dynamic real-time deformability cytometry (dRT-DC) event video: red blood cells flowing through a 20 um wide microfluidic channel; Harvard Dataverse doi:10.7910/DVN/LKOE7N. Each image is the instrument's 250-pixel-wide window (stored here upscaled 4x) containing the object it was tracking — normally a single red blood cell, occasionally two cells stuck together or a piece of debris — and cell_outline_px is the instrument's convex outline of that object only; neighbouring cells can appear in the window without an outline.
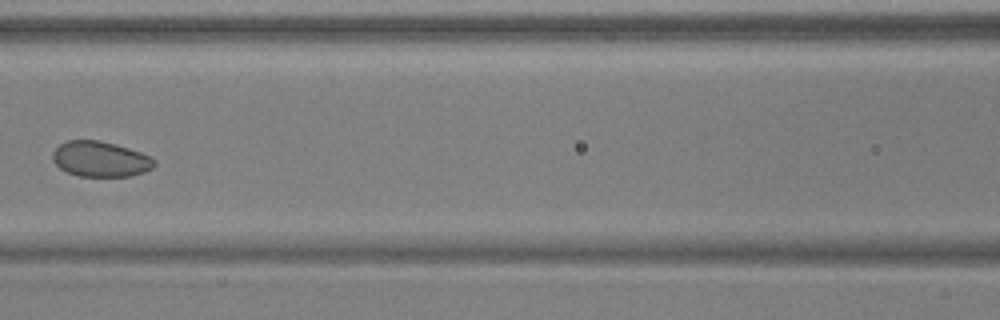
{"species": "common noctule bat (a hibernating species)", "species_latin": "Nyctalus noctula", "temperature_condition": "warm", "stored_images_in_passage": 6, "camera_frame_rate_fps": 3000, "um_per_image_px": 0.085, "animal": {"sex": "male", "body_mass_g": 17.9, "forearm_length_mm": 54.2}, "frame": {"image": 1, "passage_image": 6, "time_ms": 1.667, "image_size_px": [1000, 320], "cell_outline_px": [[156, 164], [152, 168], [144, 172], [128, 176], [80, 176], [68, 172], [60, 168], [52, 160], [52, 152], [60, 144], [68, 140], [100, 140], [116, 144], [152, 156], [156, 160]], "centroid_in_image_um": [8.55, 13.51], "position_along_channel_um": 158.1, "area_um2": 21.04}}